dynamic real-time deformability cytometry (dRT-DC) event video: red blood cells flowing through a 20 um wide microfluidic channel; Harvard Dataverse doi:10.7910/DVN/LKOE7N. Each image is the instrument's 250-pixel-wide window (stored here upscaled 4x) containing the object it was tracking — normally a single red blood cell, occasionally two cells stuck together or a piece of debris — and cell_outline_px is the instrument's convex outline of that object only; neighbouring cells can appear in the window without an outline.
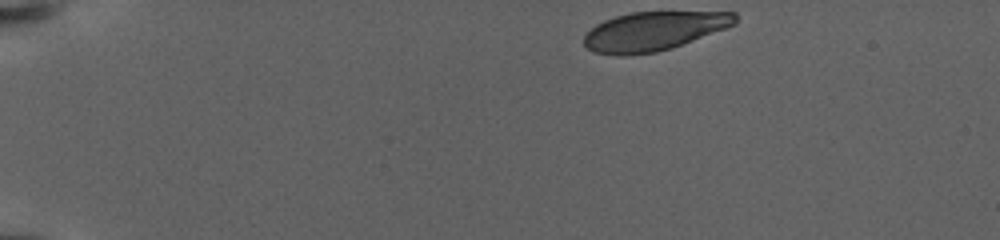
{"species": "human", "species_latin": "Homo sapiens", "temperature_condition": "warm", "stored_images_in_passage": 38, "camera_frame_rate_fps": 3000, "um_per_image_px": 0.085, "donor": {"sex": "female"}, "frame": {"image": 1, "passage_image": 1, "time_ms": 0.0, "image_size_px": [1000, 240], "cell_outline_px": [[736, 24], [680, 44], [656, 52], [596, 52], [588, 48], [584, 44], [584, 36], [596, 24], [604, 20], [616, 16], [632, 12], [736, 12]], "centroid_in_image_um": [55.6, 2.58], "position_along_channel_um": 29.4, "area_um2": 32.77}}
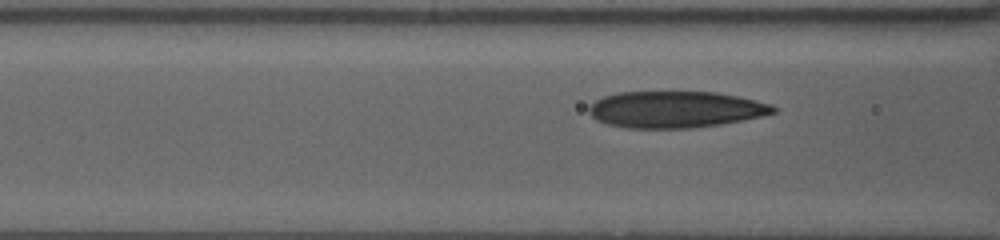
{"frame": {"image": 2, "passage_image": 26, "time_ms": 6.333, "image_size_px": [1000, 240], "cell_outline_px": [[776, 112], [760, 116], [720, 124], [692, 128], [628, 128], [608, 124], [596, 120], [588, 112], [588, 108], [596, 100], [604, 96], [616, 92], [716, 92], [736, 96], [772, 104], [776, 108]], "centroid_in_image_um": [57.38, 9.3], "position_along_channel_um": 109.2, "area_um2": 39.07}}
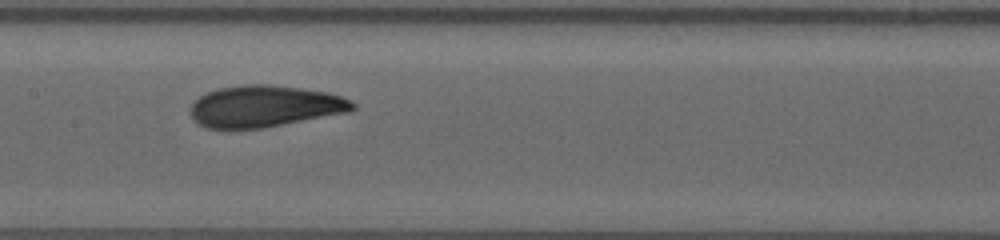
{"frame": {"image": 3, "passage_image": 37, "time_ms": 9.0, "image_size_px": [1000, 240], "cell_outline_px": [[356, 108], [348, 112], [260, 128], [208, 128], [200, 124], [192, 116], [192, 104], [200, 96], [216, 88], [244, 84], [268, 84], [300, 88], [328, 92], [340, 96], [356, 104]], "centroid_in_image_um": [22.51, 9.01], "position_along_channel_um": 184.9, "area_um2": 38.78}}